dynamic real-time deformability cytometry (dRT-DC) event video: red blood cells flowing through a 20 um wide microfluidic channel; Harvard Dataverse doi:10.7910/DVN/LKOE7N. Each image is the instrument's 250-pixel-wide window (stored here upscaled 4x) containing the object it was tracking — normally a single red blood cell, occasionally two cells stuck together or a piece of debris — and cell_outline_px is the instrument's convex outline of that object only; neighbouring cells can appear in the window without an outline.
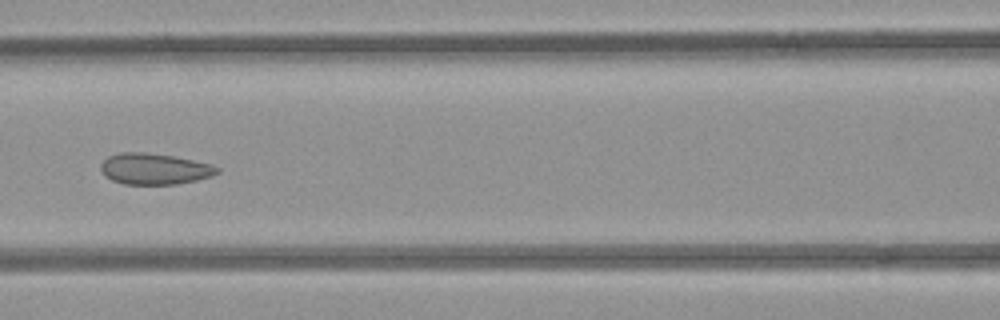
{"species": "common noctule bat (a hibernating species)", "species_latin": "Nyctalus noctula", "temperature_condition": "room temperature", "stored_images_in_passage": 7, "camera_frame_rate_fps": 3000, "um_per_image_px": 0.085, "animal": {"sex": "female", "body_mass_g": 21.9}, "frame": {"image": 1, "passage_image": 7, "time_ms": 7.667, "image_size_px": [1000, 320], "cell_outline_px": [[220, 172], [212, 176], [196, 180], [176, 184], [124, 184], [112, 180], [104, 176], [100, 168], [100, 164], [108, 156], [120, 152], [144, 152], [172, 156], [212, 164], [220, 168]], "centroid_in_image_um": [13.12, 14.35], "position_along_channel_um": 153.5, "area_um2": 21.15}}